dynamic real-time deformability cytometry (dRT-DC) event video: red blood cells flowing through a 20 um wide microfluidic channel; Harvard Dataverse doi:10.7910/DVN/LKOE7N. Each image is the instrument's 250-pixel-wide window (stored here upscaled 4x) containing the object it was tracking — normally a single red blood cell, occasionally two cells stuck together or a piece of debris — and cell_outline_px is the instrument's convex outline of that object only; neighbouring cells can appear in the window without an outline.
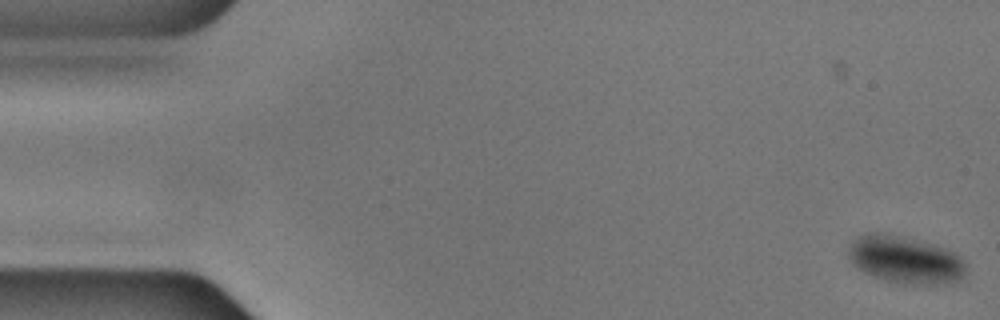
{"species": "common noctule bat (a hibernating species)", "species_latin": "Nyctalus noctula", "temperature_condition": "cold", "stored_images_in_passage": 56, "camera_frame_rate_fps": 3000, "um_per_image_px": 0.085, "animal": {"sex": "male", "body_mass_g": 17.9, "forearm_length_mm": 54.2}, "frame": {"image": 1, "passage_image": 1, "time_ms": 0.0, "image_size_px": [1000, 320], "cell_outline_px": [[968, 268], [964, 276], [960, 280], [940, 284], [904, 284], [884, 280], [864, 272], [856, 268], [852, 264], [848, 256], [848, 244], [856, 236], [868, 232], [884, 232], [932, 244], [944, 248], [960, 256], [964, 260]], "centroid_in_image_um": [76.91, 22.07], "position_along_channel_um": 8.1, "area_um2": 32.89}}
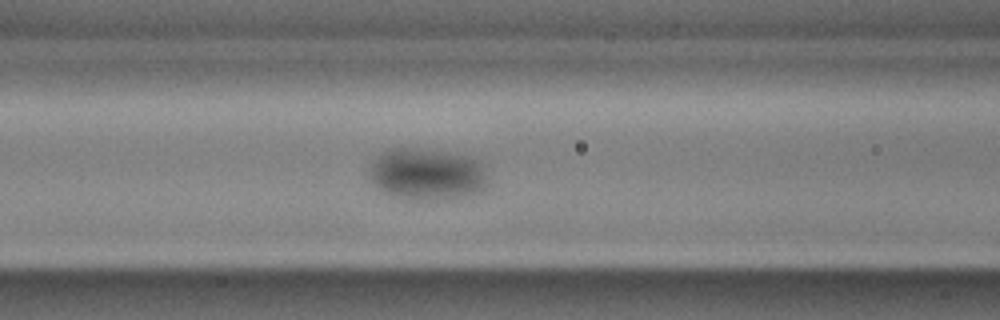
{"frame": {"image": 2, "passage_image": 22, "time_ms": 7.0, "image_size_px": [1000, 320], "cell_outline_px": [[488, 192], [472, 196], [448, 200], [400, 200], [384, 192], [372, 180], [368, 172], [368, 168], [376, 156], [392, 148], [404, 148], [436, 152], [464, 156], [476, 160], [480, 164], [488, 184]], "centroid_in_image_um": [36.31, 14.89], "position_along_channel_um": 130.3, "area_um2": 35.95}}
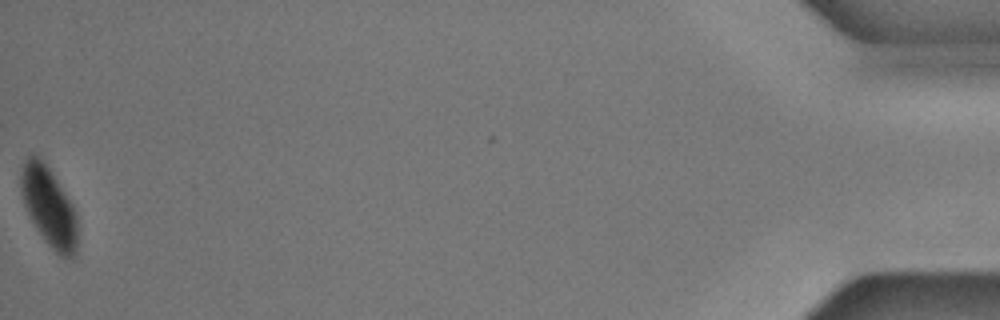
{"frame": {"image": 3, "passage_image": 56, "time_ms": 18.333, "image_size_px": [1000, 320], "cell_outline_px": [[80, 228], [76, 256], [72, 260], [60, 256], [44, 240], [36, 228], [24, 204], [20, 192], [20, 168], [24, 160], [32, 152], [48, 168], [72, 204], [76, 212]], "centroid_in_image_um": [4.19, 17.64], "position_along_channel_um": 431.0, "area_um2": 26.59}}